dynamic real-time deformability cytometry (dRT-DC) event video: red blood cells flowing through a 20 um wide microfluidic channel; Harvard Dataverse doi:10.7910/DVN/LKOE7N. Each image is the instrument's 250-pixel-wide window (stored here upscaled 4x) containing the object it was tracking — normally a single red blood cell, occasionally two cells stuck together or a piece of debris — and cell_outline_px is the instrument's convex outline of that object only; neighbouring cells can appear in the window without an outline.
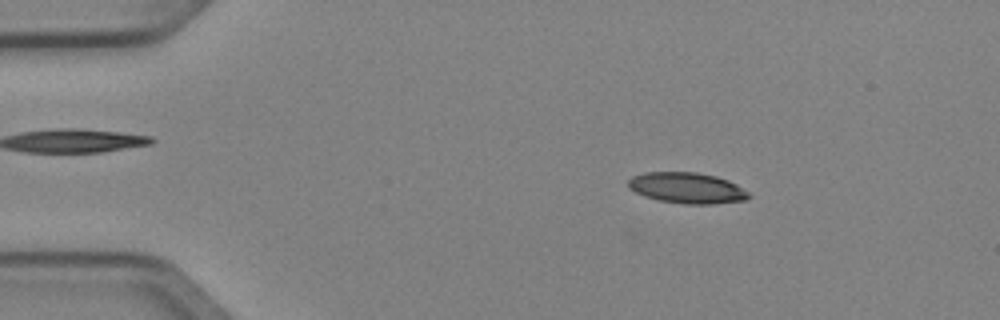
{"species": "Egyptian fruit bat (a non-hibernating species)", "species_latin": "Rousettus aegyptiacus", "temperature_condition": "cold", "stored_images_in_passage": 4, "camera_frame_rate_fps": 3000, "um_per_image_px": 0.085, "animal": {"sex": "female"}, "frame": {"image": 1, "passage_image": 2, "time_ms": 0.333, "image_size_px": [1000, 320], "cell_outline_px": [[752, 196], [744, 200], [712, 204], [684, 204], [660, 200], [636, 192], [628, 188], [628, 180], [632, 176], [644, 172], [696, 172], [716, 176], [728, 180], [736, 184], [748, 192]], "centroid_in_image_um": [58.4, 15.97], "position_along_channel_um": 26.6, "area_um2": 21.56}}
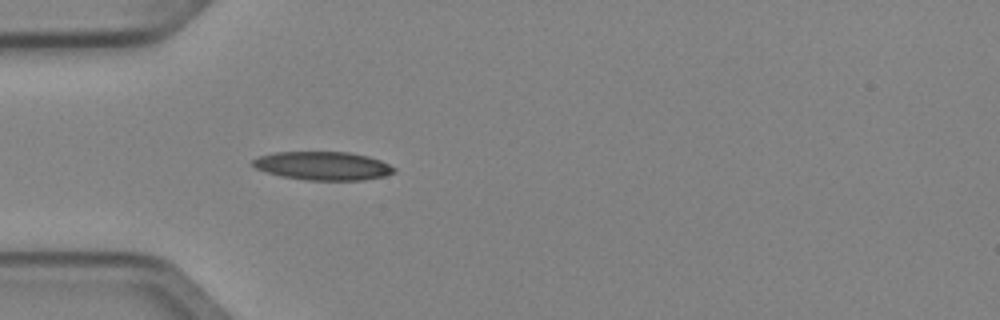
{"frame": {"image": 2, "passage_image": 4, "time_ms": 1.0, "image_size_px": [1000, 320], "cell_outline_px": [[396, 172], [384, 176], [364, 180], [308, 180], [280, 176], [256, 168], [252, 164], [252, 160], [260, 156], [276, 152], [352, 152], [368, 156], [380, 160], [396, 168]], "centroid_in_image_um": [27.48, 14.09], "position_along_channel_um": 57.5, "area_um2": 23.41}}